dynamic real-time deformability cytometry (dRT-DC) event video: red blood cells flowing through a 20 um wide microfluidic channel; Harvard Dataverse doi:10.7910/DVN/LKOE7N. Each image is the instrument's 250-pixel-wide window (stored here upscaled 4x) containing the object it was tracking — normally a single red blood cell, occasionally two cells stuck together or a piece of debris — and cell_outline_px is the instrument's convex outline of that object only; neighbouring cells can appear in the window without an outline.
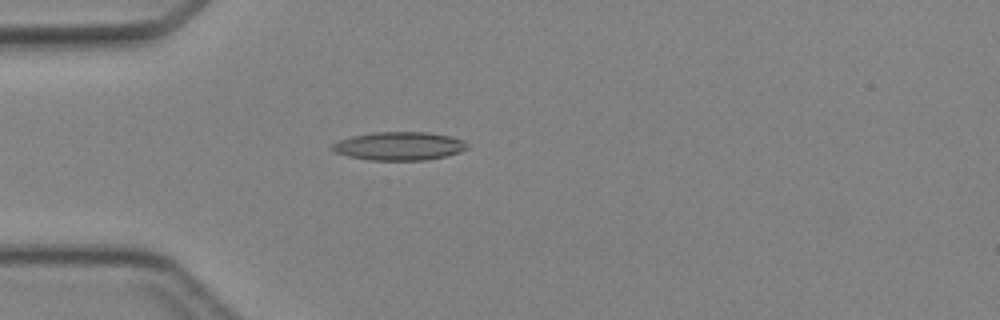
{"species": "Egyptian fruit bat (a non-hibernating species)", "species_latin": "Rousettus aegyptiacus", "temperature_condition": "cold", "stored_images_in_passage": 3, "camera_frame_rate_fps": 3000, "um_per_image_px": 0.085, "animal": {"sex": "female"}, "frame": {"image": 1, "passage_image": 3, "time_ms": 2.333, "image_size_px": [1000, 320], "cell_outline_px": [[468, 148], [460, 152], [448, 156], [424, 160], [368, 160], [348, 156], [336, 152], [328, 148], [332, 144], [340, 140], [352, 136], [372, 132], [428, 132], [452, 136], [464, 140], [468, 144]], "centroid_in_image_um": [33.95, 12.41], "position_along_channel_um": 51.0, "area_um2": 22.54}}